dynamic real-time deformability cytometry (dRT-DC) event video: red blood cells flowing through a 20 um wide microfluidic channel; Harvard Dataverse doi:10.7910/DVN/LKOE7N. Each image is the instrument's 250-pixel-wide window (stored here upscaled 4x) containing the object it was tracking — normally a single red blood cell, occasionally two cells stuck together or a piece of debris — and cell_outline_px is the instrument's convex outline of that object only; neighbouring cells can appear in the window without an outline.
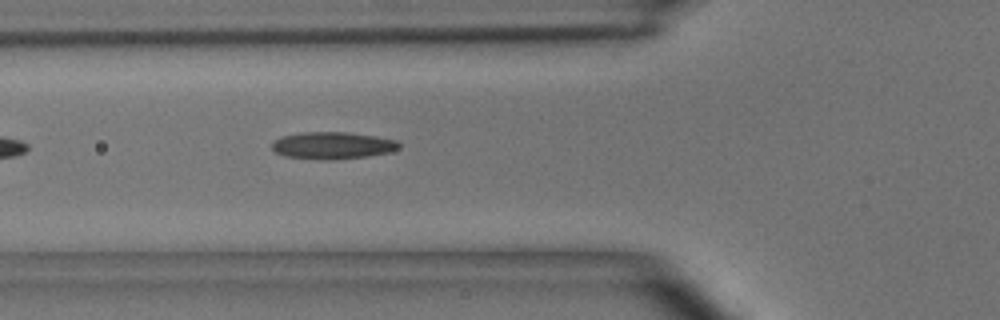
{"species": "common noctule bat (a hibernating species)", "species_latin": "Nyctalus noctula", "temperature_condition": "room temperature", "stored_images_in_passage": 3, "camera_frame_rate_fps": 3000, "um_per_image_px": 0.085, "animal": {"sex": "male", "body_mass_g": 15.6}, "frame": {"image": 1, "passage_image": 3, "time_ms": 2.333, "image_size_px": [1000, 320], "cell_outline_px": [[400, 148], [388, 152], [368, 156], [332, 160], [328, 160], [284, 156], [276, 152], [272, 148], [272, 144], [280, 136], [300, 132], [344, 132], [376, 136], [400, 140]], "centroid_in_image_um": [28.29, 12.36], "position_along_channel_um": 97.5, "area_um2": 20.11}}